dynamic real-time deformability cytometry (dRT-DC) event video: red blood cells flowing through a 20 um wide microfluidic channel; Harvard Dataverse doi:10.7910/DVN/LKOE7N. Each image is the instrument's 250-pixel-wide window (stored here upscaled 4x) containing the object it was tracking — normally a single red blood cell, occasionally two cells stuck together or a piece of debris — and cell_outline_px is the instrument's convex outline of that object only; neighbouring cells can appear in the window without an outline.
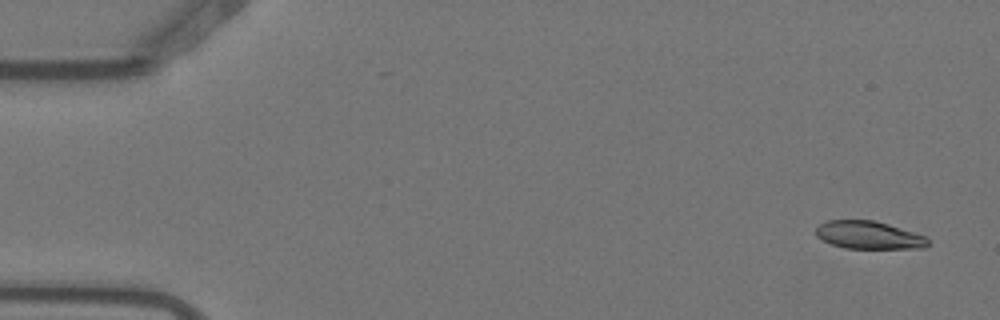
{"species": "Egyptian fruit bat (a non-hibernating species)", "species_latin": "Rousettus aegyptiacus", "temperature_condition": "warm", "stored_images_in_passage": 4, "camera_frame_rate_fps": 3000, "um_per_image_px": 0.085, "animal": {"sex": "female"}, "frame": {"image": 1, "passage_image": 1, "time_ms": 0.0, "image_size_px": [1000, 320], "cell_outline_px": [[928, 244], [924, 248], [844, 248], [832, 244], [816, 236], [816, 228], [820, 224], [828, 220], [872, 220], [888, 224], [924, 236], [928, 240]], "centroid_in_image_um": [73.81, 19.98], "position_along_channel_um": 11.2, "area_um2": 17.86}}
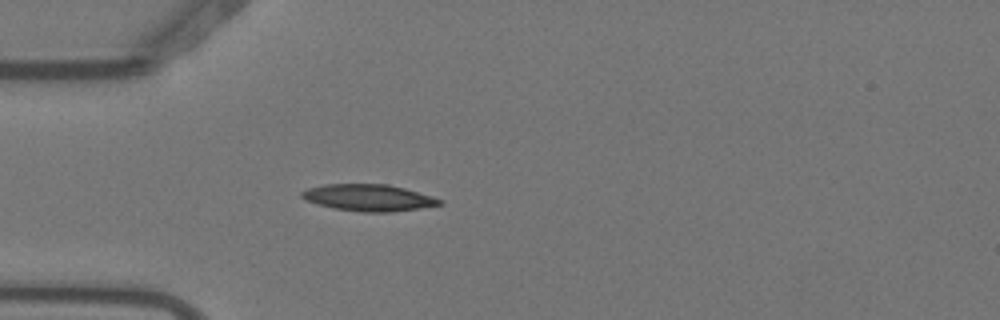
{"frame": {"image": 2, "passage_image": 4, "time_ms": 1.0, "image_size_px": [1000, 320], "cell_outline_px": [[444, 204], [420, 208], [392, 212], [360, 212], [336, 208], [320, 204], [308, 200], [300, 196], [300, 192], [308, 188], [324, 184], [388, 184], [404, 188], [432, 196], [444, 200]], "centroid_in_image_um": [31.38, 16.8], "position_along_channel_um": 53.6, "area_um2": 21.33}}